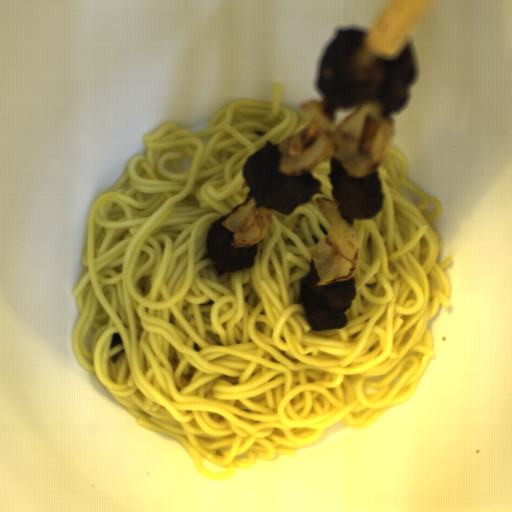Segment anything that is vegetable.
<instances>
[{
  "label": "vegetable",
  "instance_id": "vegetable-3",
  "mask_svg": "<svg viewBox=\"0 0 512 512\" xmlns=\"http://www.w3.org/2000/svg\"><path fill=\"white\" fill-rule=\"evenodd\" d=\"M221 225L233 233L231 246L248 248L262 241L269 232L273 225V209L257 206L250 189L245 200L233 208Z\"/></svg>",
  "mask_w": 512,
  "mask_h": 512
},
{
  "label": "vegetable",
  "instance_id": "vegetable-1",
  "mask_svg": "<svg viewBox=\"0 0 512 512\" xmlns=\"http://www.w3.org/2000/svg\"><path fill=\"white\" fill-rule=\"evenodd\" d=\"M311 115L309 123L296 135L278 145V171L302 175L313 171L329 153L341 169L353 178L373 172L389 150L393 121L380 104L363 101L340 126L324 112L320 102L301 106Z\"/></svg>",
  "mask_w": 512,
  "mask_h": 512
},
{
  "label": "vegetable",
  "instance_id": "vegetable-2",
  "mask_svg": "<svg viewBox=\"0 0 512 512\" xmlns=\"http://www.w3.org/2000/svg\"><path fill=\"white\" fill-rule=\"evenodd\" d=\"M316 202L327 218L329 228L313 249L312 264L318 277L315 284L345 282L359 269V236L343 219L334 200L319 197Z\"/></svg>",
  "mask_w": 512,
  "mask_h": 512
}]
</instances>
